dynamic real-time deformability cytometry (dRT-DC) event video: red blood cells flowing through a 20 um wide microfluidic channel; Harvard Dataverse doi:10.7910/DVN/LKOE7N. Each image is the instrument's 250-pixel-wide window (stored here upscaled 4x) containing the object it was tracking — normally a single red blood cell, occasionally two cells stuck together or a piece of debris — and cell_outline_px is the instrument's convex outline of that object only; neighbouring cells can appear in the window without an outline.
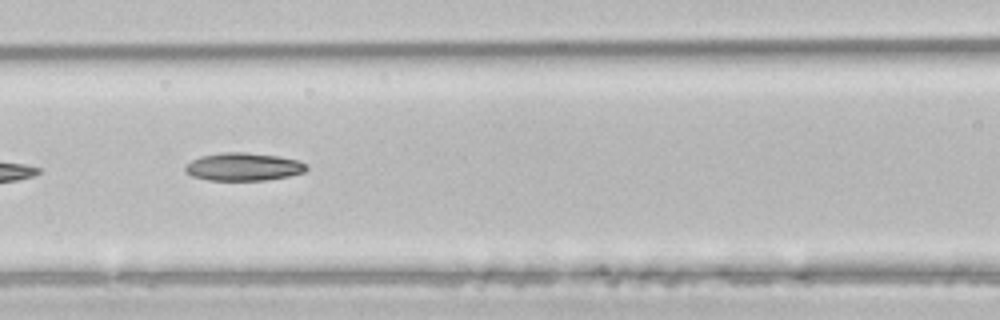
{"species": "common noctule bat (a hibernating species)", "species_latin": "Nyctalus noctula", "temperature_condition": "room temperature", "stored_images_in_passage": 4, "camera_frame_rate_fps": 3000, "um_per_image_px": 0.085, "animal": {"sex": "male", "body_mass_g": 21.5, "forearm_length_mm": 52.0}, "frame": {"image": 1, "passage_image": 4, "time_ms": 1.0, "image_size_px": [1000, 320], "cell_outline_px": [[308, 168], [304, 172], [288, 176], [264, 180], [208, 180], [192, 176], [184, 168], [192, 160], [200, 156], [220, 152], [244, 152], [276, 156], [296, 160], [308, 164]], "centroid_in_image_um": [20.69, 14.17], "position_along_channel_um": 145.9, "area_um2": 19.54}}